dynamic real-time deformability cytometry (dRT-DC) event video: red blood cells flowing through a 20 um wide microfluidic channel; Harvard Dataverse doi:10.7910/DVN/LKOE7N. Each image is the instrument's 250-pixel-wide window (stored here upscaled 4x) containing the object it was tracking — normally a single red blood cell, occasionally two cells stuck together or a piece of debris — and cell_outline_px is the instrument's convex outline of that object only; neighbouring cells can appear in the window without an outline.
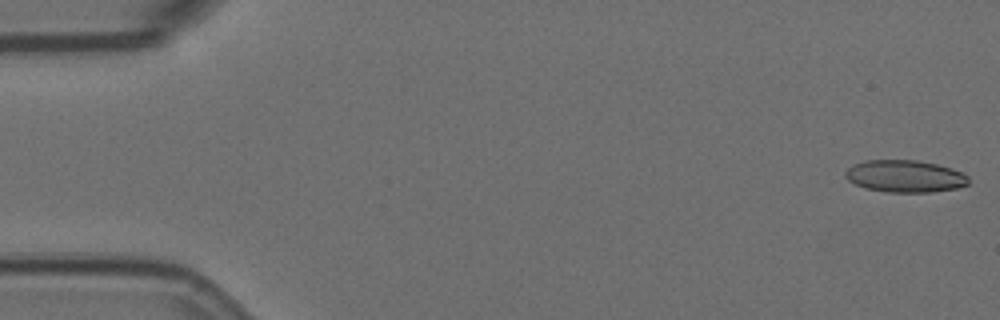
{"species": "Egyptian fruit bat (a non-hibernating species)", "species_latin": "Rousettus aegyptiacus", "temperature_condition": "room temperature", "stored_images_in_passage": 7, "camera_frame_rate_fps": 3000, "um_per_image_px": 0.085, "animal": {"sex": "female"}, "frame": {"image": 1, "passage_image": 1, "time_ms": 0.0, "image_size_px": [1000, 320], "cell_outline_px": [[968, 184], [956, 188], [932, 192], [888, 192], [864, 188], [848, 180], [844, 176], [844, 172], [852, 164], [864, 160], [916, 160], [936, 164], [952, 168], [964, 172], [968, 176]], "centroid_in_image_um": [76.91, 14.97], "position_along_channel_um": 8.1, "area_um2": 23.24}}